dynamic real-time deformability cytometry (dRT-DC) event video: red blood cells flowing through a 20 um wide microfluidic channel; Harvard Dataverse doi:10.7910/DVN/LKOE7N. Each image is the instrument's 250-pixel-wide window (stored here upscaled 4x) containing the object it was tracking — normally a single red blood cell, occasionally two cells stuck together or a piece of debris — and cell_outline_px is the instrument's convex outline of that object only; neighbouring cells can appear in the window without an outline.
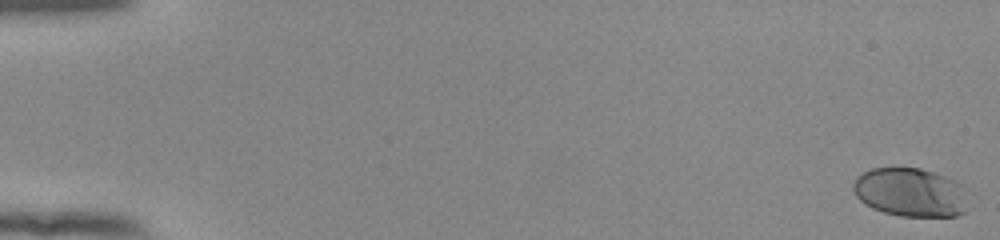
{"species": "human", "species_latin": "Homo sapiens", "temperature_condition": "room temperature", "stored_images_in_passage": 54, "camera_frame_rate_fps": 3000, "um_per_image_px": 0.085, "donor": {"sex": "female"}, "frame": {"image": 1, "passage_image": 1, "time_ms": 0.0, "image_size_px": [1000, 240], "cell_outline_px": [[964, 212], [956, 216], [900, 216], [884, 212], [872, 208], [864, 204], [856, 196], [852, 188], [852, 184], [864, 172], [872, 168], [920, 168], [956, 180], [960, 184]], "centroid_in_image_um": [77.3, 16.35], "position_along_channel_um": 7.7, "area_um2": 31.96}}
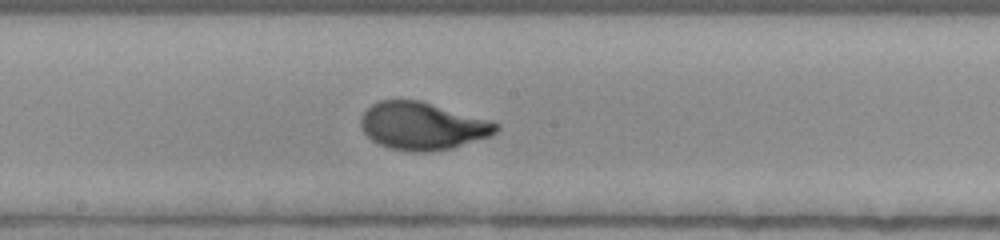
{"frame": {"image": 2, "passage_image": 31, "time_ms": 10.0, "image_size_px": [1000, 240], "cell_outline_px": [[500, 128], [492, 136], [452, 148], [428, 152], [412, 152], [388, 148], [372, 140], [364, 132], [360, 124], [360, 116], [376, 100], [420, 100], [492, 120], [500, 124]], "centroid_in_image_um": [35.94, 10.71], "position_along_channel_um": 212.3, "area_um2": 37.92}}
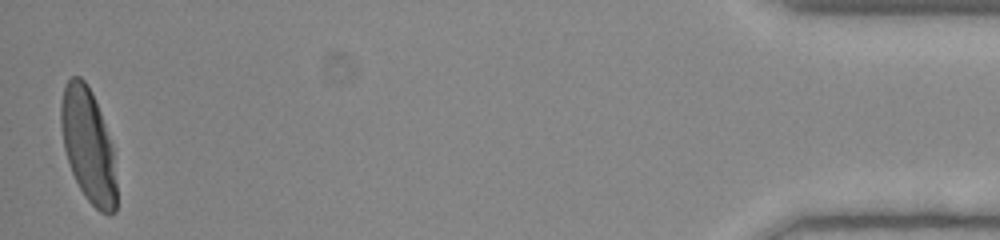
{"frame": {"image": 3, "passage_image": 54, "time_ms": 17.667, "image_size_px": [1000, 240], "cell_outline_px": [[116, 212], [108, 216], [100, 212], [84, 196], [72, 172], [64, 148], [60, 124], [60, 104], [64, 84], [72, 76], [80, 76], [84, 80], [92, 92], [100, 112], [112, 144], [116, 184]], "centroid_in_image_um": [7.49, 12.36], "position_along_channel_um": 427.7, "area_um2": 36.76}, "authors_computed_cell_mechanics": {"area_um2": 35.9516, "velocity_mm_per_s": 3.8962, "shape_relaxation_time_tau1_ms": 3.3029, "shape_relaxation_time_tau2_ms": null, "deformation_change_tau1": 0.1902, "deformation_change_tau2": null}}